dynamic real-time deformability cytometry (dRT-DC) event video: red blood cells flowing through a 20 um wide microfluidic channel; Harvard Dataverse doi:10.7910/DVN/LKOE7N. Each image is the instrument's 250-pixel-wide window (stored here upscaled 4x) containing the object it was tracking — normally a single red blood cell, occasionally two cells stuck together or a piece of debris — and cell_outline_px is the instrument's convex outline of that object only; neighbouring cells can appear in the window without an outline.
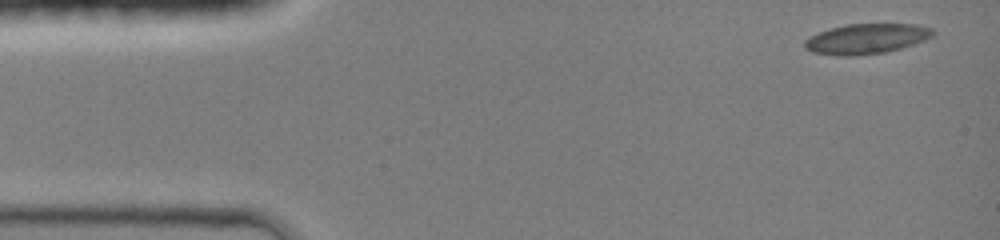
{"species": "common noctule bat (a hibernating species)", "species_latin": "Nyctalus noctula", "temperature_condition": "room temperature", "stored_images_in_passage": 5, "camera_frame_rate_fps": 3000, "um_per_image_px": 0.085, "animal": {"sex": "female", "body_mass_g": 19.0, "forearm_length_mm": 51.5}, "frame": {"image": 1, "passage_image": 1, "time_ms": 0.0, "image_size_px": [1000, 240], "cell_outline_px": [[936, 32], [932, 36], [924, 40], [900, 48], [884, 52], [856, 56], [836, 56], [812, 52], [804, 48], [804, 40], [808, 36], [828, 28], [848, 24], [916, 24], [932, 28]], "centroid_in_image_um": [73.59, 3.29], "position_along_channel_um": 11.4, "area_um2": 22.72}}
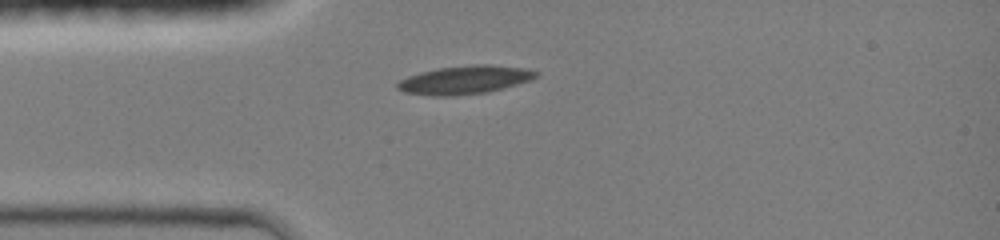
{"frame": {"image": 2, "passage_image": 4, "time_ms": 3.0, "image_size_px": [1000, 240], "cell_outline_px": [[540, 72], [536, 76], [528, 80], [516, 84], [488, 92], [452, 96], [432, 96], [404, 92], [396, 88], [396, 84], [400, 80], [408, 76], [420, 72], [436, 68], [472, 64], [492, 64], [524, 68]], "centroid_in_image_um": [39.46, 6.78], "position_along_channel_um": 45.5, "area_um2": 22.95}}
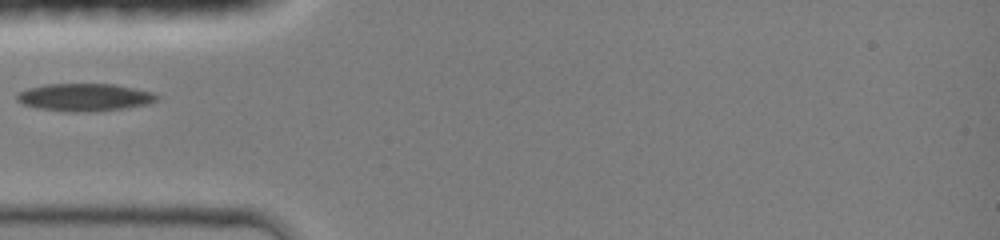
{"frame": {"image": 3, "passage_image": 5, "time_ms": 4.0, "image_size_px": [1000, 240], "cell_outline_px": [[160, 96], [156, 100], [148, 104], [124, 108], [76, 112], [68, 112], [36, 108], [24, 104], [16, 100], [16, 92], [28, 88], [44, 84], [112, 84], [152, 92]], "centroid_in_image_um": [7.13, 8.26], "position_along_channel_um": 77.9, "area_um2": 22.37}}